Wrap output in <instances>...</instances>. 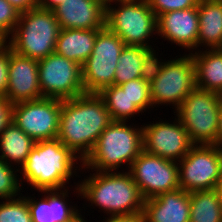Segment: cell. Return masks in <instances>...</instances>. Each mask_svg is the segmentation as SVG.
<instances>
[{
	"instance_id": "cell-1",
	"label": "cell",
	"mask_w": 222,
	"mask_h": 222,
	"mask_svg": "<svg viewBox=\"0 0 222 222\" xmlns=\"http://www.w3.org/2000/svg\"><path fill=\"white\" fill-rule=\"evenodd\" d=\"M112 122L98 93H83L62 100L57 139L83 162Z\"/></svg>"
},
{
	"instance_id": "cell-2",
	"label": "cell",
	"mask_w": 222,
	"mask_h": 222,
	"mask_svg": "<svg viewBox=\"0 0 222 222\" xmlns=\"http://www.w3.org/2000/svg\"><path fill=\"white\" fill-rule=\"evenodd\" d=\"M87 177V178H86ZM75 186L77 197L89 201L107 216L142 214L144 198L131 174L125 170L112 172L95 171ZM81 194V195H80ZM91 203V205H90Z\"/></svg>"
},
{
	"instance_id": "cell-3",
	"label": "cell",
	"mask_w": 222,
	"mask_h": 222,
	"mask_svg": "<svg viewBox=\"0 0 222 222\" xmlns=\"http://www.w3.org/2000/svg\"><path fill=\"white\" fill-rule=\"evenodd\" d=\"M81 163V159L57 138L37 141L19 172L23 176L20 178L22 188V182L37 192L69 187L66 185L70 178L77 177L76 173L82 171Z\"/></svg>"
},
{
	"instance_id": "cell-4",
	"label": "cell",
	"mask_w": 222,
	"mask_h": 222,
	"mask_svg": "<svg viewBox=\"0 0 222 222\" xmlns=\"http://www.w3.org/2000/svg\"><path fill=\"white\" fill-rule=\"evenodd\" d=\"M143 150L142 125L139 127L130 125V122L128 125L127 121H112L101 133L91 153L82 162V169H87V172L88 169L112 172L118 171L125 164L128 171Z\"/></svg>"
},
{
	"instance_id": "cell-5",
	"label": "cell",
	"mask_w": 222,
	"mask_h": 222,
	"mask_svg": "<svg viewBox=\"0 0 222 222\" xmlns=\"http://www.w3.org/2000/svg\"><path fill=\"white\" fill-rule=\"evenodd\" d=\"M59 31L54 12L37 5L20 13L8 46L20 55L40 60L55 52Z\"/></svg>"
},
{
	"instance_id": "cell-6",
	"label": "cell",
	"mask_w": 222,
	"mask_h": 222,
	"mask_svg": "<svg viewBox=\"0 0 222 222\" xmlns=\"http://www.w3.org/2000/svg\"><path fill=\"white\" fill-rule=\"evenodd\" d=\"M114 4L106 7L105 26L125 45L153 49L150 37L157 34V16L147 0H119Z\"/></svg>"
},
{
	"instance_id": "cell-7",
	"label": "cell",
	"mask_w": 222,
	"mask_h": 222,
	"mask_svg": "<svg viewBox=\"0 0 222 222\" xmlns=\"http://www.w3.org/2000/svg\"><path fill=\"white\" fill-rule=\"evenodd\" d=\"M174 113L194 145H217L220 114L217 93L195 87Z\"/></svg>"
},
{
	"instance_id": "cell-8",
	"label": "cell",
	"mask_w": 222,
	"mask_h": 222,
	"mask_svg": "<svg viewBox=\"0 0 222 222\" xmlns=\"http://www.w3.org/2000/svg\"><path fill=\"white\" fill-rule=\"evenodd\" d=\"M124 47L123 40L106 26L97 33L93 51L81 66L86 93H99L113 85L118 59Z\"/></svg>"
},
{
	"instance_id": "cell-9",
	"label": "cell",
	"mask_w": 222,
	"mask_h": 222,
	"mask_svg": "<svg viewBox=\"0 0 222 222\" xmlns=\"http://www.w3.org/2000/svg\"><path fill=\"white\" fill-rule=\"evenodd\" d=\"M178 56L180 57L167 60L159 75L150 84L153 108L169 104L176 110L196 87L195 66L191 54Z\"/></svg>"
},
{
	"instance_id": "cell-10",
	"label": "cell",
	"mask_w": 222,
	"mask_h": 222,
	"mask_svg": "<svg viewBox=\"0 0 222 222\" xmlns=\"http://www.w3.org/2000/svg\"><path fill=\"white\" fill-rule=\"evenodd\" d=\"M179 188L187 192L219 186L222 149L217 145H194L178 162Z\"/></svg>"
},
{
	"instance_id": "cell-11",
	"label": "cell",
	"mask_w": 222,
	"mask_h": 222,
	"mask_svg": "<svg viewBox=\"0 0 222 222\" xmlns=\"http://www.w3.org/2000/svg\"><path fill=\"white\" fill-rule=\"evenodd\" d=\"M38 78L43 97L65 100L85 93L81 65L55 52L38 60Z\"/></svg>"
},
{
	"instance_id": "cell-12",
	"label": "cell",
	"mask_w": 222,
	"mask_h": 222,
	"mask_svg": "<svg viewBox=\"0 0 222 222\" xmlns=\"http://www.w3.org/2000/svg\"><path fill=\"white\" fill-rule=\"evenodd\" d=\"M61 107V99L48 97L14 103L11 121L36 142L56 139Z\"/></svg>"
},
{
	"instance_id": "cell-13",
	"label": "cell",
	"mask_w": 222,
	"mask_h": 222,
	"mask_svg": "<svg viewBox=\"0 0 222 222\" xmlns=\"http://www.w3.org/2000/svg\"><path fill=\"white\" fill-rule=\"evenodd\" d=\"M144 200L179 189V166L143 150L128 169Z\"/></svg>"
},
{
	"instance_id": "cell-14",
	"label": "cell",
	"mask_w": 222,
	"mask_h": 222,
	"mask_svg": "<svg viewBox=\"0 0 222 222\" xmlns=\"http://www.w3.org/2000/svg\"><path fill=\"white\" fill-rule=\"evenodd\" d=\"M142 125L144 150L161 158L179 162L194 146L178 118Z\"/></svg>"
},
{
	"instance_id": "cell-15",
	"label": "cell",
	"mask_w": 222,
	"mask_h": 222,
	"mask_svg": "<svg viewBox=\"0 0 222 222\" xmlns=\"http://www.w3.org/2000/svg\"><path fill=\"white\" fill-rule=\"evenodd\" d=\"M5 98L11 103L43 98L38 78V60L10 48L8 86Z\"/></svg>"
},
{
	"instance_id": "cell-16",
	"label": "cell",
	"mask_w": 222,
	"mask_h": 222,
	"mask_svg": "<svg viewBox=\"0 0 222 222\" xmlns=\"http://www.w3.org/2000/svg\"><path fill=\"white\" fill-rule=\"evenodd\" d=\"M198 34L197 7L165 12L157 17V35L190 53L197 51Z\"/></svg>"
},
{
	"instance_id": "cell-17",
	"label": "cell",
	"mask_w": 222,
	"mask_h": 222,
	"mask_svg": "<svg viewBox=\"0 0 222 222\" xmlns=\"http://www.w3.org/2000/svg\"><path fill=\"white\" fill-rule=\"evenodd\" d=\"M54 15L60 29H102L106 8L96 0H63Z\"/></svg>"
},
{
	"instance_id": "cell-18",
	"label": "cell",
	"mask_w": 222,
	"mask_h": 222,
	"mask_svg": "<svg viewBox=\"0 0 222 222\" xmlns=\"http://www.w3.org/2000/svg\"><path fill=\"white\" fill-rule=\"evenodd\" d=\"M143 222H190V192L177 189L144 200Z\"/></svg>"
},
{
	"instance_id": "cell-19",
	"label": "cell",
	"mask_w": 222,
	"mask_h": 222,
	"mask_svg": "<svg viewBox=\"0 0 222 222\" xmlns=\"http://www.w3.org/2000/svg\"><path fill=\"white\" fill-rule=\"evenodd\" d=\"M68 191V187L42 190L39 192L43 193L44 197L40 199L27 195L32 222H70L74 219L81 211L77 205L72 206L67 202Z\"/></svg>"
},
{
	"instance_id": "cell-20",
	"label": "cell",
	"mask_w": 222,
	"mask_h": 222,
	"mask_svg": "<svg viewBox=\"0 0 222 222\" xmlns=\"http://www.w3.org/2000/svg\"><path fill=\"white\" fill-rule=\"evenodd\" d=\"M101 29H60L55 53L79 65L90 57Z\"/></svg>"
},
{
	"instance_id": "cell-21",
	"label": "cell",
	"mask_w": 222,
	"mask_h": 222,
	"mask_svg": "<svg viewBox=\"0 0 222 222\" xmlns=\"http://www.w3.org/2000/svg\"><path fill=\"white\" fill-rule=\"evenodd\" d=\"M197 9V50H201L203 46L205 49L222 48V0H200Z\"/></svg>"
},
{
	"instance_id": "cell-22",
	"label": "cell",
	"mask_w": 222,
	"mask_h": 222,
	"mask_svg": "<svg viewBox=\"0 0 222 222\" xmlns=\"http://www.w3.org/2000/svg\"><path fill=\"white\" fill-rule=\"evenodd\" d=\"M190 54L195 66L196 88L215 93L221 91L222 48L202 49Z\"/></svg>"
},
{
	"instance_id": "cell-23",
	"label": "cell",
	"mask_w": 222,
	"mask_h": 222,
	"mask_svg": "<svg viewBox=\"0 0 222 222\" xmlns=\"http://www.w3.org/2000/svg\"><path fill=\"white\" fill-rule=\"evenodd\" d=\"M36 141L29 137L13 121L0 134V159L19 171L34 148Z\"/></svg>"
},
{
	"instance_id": "cell-24",
	"label": "cell",
	"mask_w": 222,
	"mask_h": 222,
	"mask_svg": "<svg viewBox=\"0 0 222 222\" xmlns=\"http://www.w3.org/2000/svg\"><path fill=\"white\" fill-rule=\"evenodd\" d=\"M190 222H222L217 188L190 192Z\"/></svg>"
},
{
	"instance_id": "cell-25",
	"label": "cell",
	"mask_w": 222,
	"mask_h": 222,
	"mask_svg": "<svg viewBox=\"0 0 222 222\" xmlns=\"http://www.w3.org/2000/svg\"><path fill=\"white\" fill-rule=\"evenodd\" d=\"M150 50L144 46L125 45L118 59L113 85L141 78L143 59Z\"/></svg>"
},
{
	"instance_id": "cell-26",
	"label": "cell",
	"mask_w": 222,
	"mask_h": 222,
	"mask_svg": "<svg viewBox=\"0 0 222 222\" xmlns=\"http://www.w3.org/2000/svg\"><path fill=\"white\" fill-rule=\"evenodd\" d=\"M104 101V104L109 111L112 121H127L142 112L134 103L130 100L126 92H124L119 86L111 85L103 88L98 93Z\"/></svg>"
},
{
	"instance_id": "cell-27",
	"label": "cell",
	"mask_w": 222,
	"mask_h": 222,
	"mask_svg": "<svg viewBox=\"0 0 222 222\" xmlns=\"http://www.w3.org/2000/svg\"><path fill=\"white\" fill-rule=\"evenodd\" d=\"M0 222H32L26 195L0 201Z\"/></svg>"
},
{
	"instance_id": "cell-28",
	"label": "cell",
	"mask_w": 222,
	"mask_h": 222,
	"mask_svg": "<svg viewBox=\"0 0 222 222\" xmlns=\"http://www.w3.org/2000/svg\"><path fill=\"white\" fill-rule=\"evenodd\" d=\"M20 171L8 165L4 160L0 159V199H12L22 195L20 192L23 190L21 187Z\"/></svg>"
},
{
	"instance_id": "cell-29",
	"label": "cell",
	"mask_w": 222,
	"mask_h": 222,
	"mask_svg": "<svg viewBox=\"0 0 222 222\" xmlns=\"http://www.w3.org/2000/svg\"><path fill=\"white\" fill-rule=\"evenodd\" d=\"M119 87L126 92L131 101L142 111L153 107L150 96V84L145 82L142 78L130 80L119 85ZM144 110V111H143Z\"/></svg>"
},
{
	"instance_id": "cell-30",
	"label": "cell",
	"mask_w": 222,
	"mask_h": 222,
	"mask_svg": "<svg viewBox=\"0 0 222 222\" xmlns=\"http://www.w3.org/2000/svg\"><path fill=\"white\" fill-rule=\"evenodd\" d=\"M200 0H147L149 7L158 17L165 12L197 7Z\"/></svg>"
},
{
	"instance_id": "cell-31",
	"label": "cell",
	"mask_w": 222,
	"mask_h": 222,
	"mask_svg": "<svg viewBox=\"0 0 222 222\" xmlns=\"http://www.w3.org/2000/svg\"><path fill=\"white\" fill-rule=\"evenodd\" d=\"M157 53V54H156ZM158 52L156 50L151 49L143 59V65L141 70V78L151 84L154 79L159 75L161 72L163 65L165 64L166 60H162L159 57Z\"/></svg>"
},
{
	"instance_id": "cell-32",
	"label": "cell",
	"mask_w": 222,
	"mask_h": 222,
	"mask_svg": "<svg viewBox=\"0 0 222 222\" xmlns=\"http://www.w3.org/2000/svg\"><path fill=\"white\" fill-rule=\"evenodd\" d=\"M20 12L7 0H0V24L11 34L19 21Z\"/></svg>"
},
{
	"instance_id": "cell-33",
	"label": "cell",
	"mask_w": 222,
	"mask_h": 222,
	"mask_svg": "<svg viewBox=\"0 0 222 222\" xmlns=\"http://www.w3.org/2000/svg\"><path fill=\"white\" fill-rule=\"evenodd\" d=\"M10 47L3 45L0 48V97L6 95L8 86Z\"/></svg>"
},
{
	"instance_id": "cell-34",
	"label": "cell",
	"mask_w": 222,
	"mask_h": 222,
	"mask_svg": "<svg viewBox=\"0 0 222 222\" xmlns=\"http://www.w3.org/2000/svg\"><path fill=\"white\" fill-rule=\"evenodd\" d=\"M12 120V104L0 97V134Z\"/></svg>"
},
{
	"instance_id": "cell-35",
	"label": "cell",
	"mask_w": 222,
	"mask_h": 222,
	"mask_svg": "<svg viewBox=\"0 0 222 222\" xmlns=\"http://www.w3.org/2000/svg\"><path fill=\"white\" fill-rule=\"evenodd\" d=\"M102 222H143L142 214L109 216Z\"/></svg>"
},
{
	"instance_id": "cell-36",
	"label": "cell",
	"mask_w": 222,
	"mask_h": 222,
	"mask_svg": "<svg viewBox=\"0 0 222 222\" xmlns=\"http://www.w3.org/2000/svg\"><path fill=\"white\" fill-rule=\"evenodd\" d=\"M20 13L37 6V0H7Z\"/></svg>"
},
{
	"instance_id": "cell-37",
	"label": "cell",
	"mask_w": 222,
	"mask_h": 222,
	"mask_svg": "<svg viewBox=\"0 0 222 222\" xmlns=\"http://www.w3.org/2000/svg\"><path fill=\"white\" fill-rule=\"evenodd\" d=\"M62 2L63 0H37V5L41 8L53 11Z\"/></svg>"
},
{
	"instance_id": "cell-38",
	"label": "cell",
	"mask_w": 222,
	"mask_h": 222,
	"mask_svg": "<svg viewBox=\"0 0 222 222\" xmlns=\"http://www.w3.org/2000/svg\"><path fill=\"white\" fill-rule=\"evenodd\" d=\"M10 33L0 24V42L3 45H8Z\"/></svg>"
},
{
	"instance_id": "cell-39",
	"label": "cell",
	"mask_w": 222,
	"mask_h": 222,
	"mask_svg": "<svg viewBox=\"0 0 222 222\" xmlns=\"http://www.w3.org/2000/svg\"><path fill=\"white\" fill-rule=\"evenodd\" d=\"M217 146H219L222 149V110H220L219 114Z\"/></svg>"
},
{
	"instance_id": "cell-40",
	"label": "cell",
	"mask_w": 222,
	"mask_h": 222,
	"mask_svg": "<svg viewBox=\"0 0 222 222\" xmlns=\"http://www.w3.org/2000/svg\"><path fill=\"white\" fill-rule=\"evenodd\" d=\"M96 1L100 2L106 8L110 4H112L116 1H119V0H96Z\"/></svg>"
},
{
	"instance_id": "cell-41",
	"label": "cell",
	"mask_w": 222,
	"mask_h": 222,
	"mask_svg": "<svg viewBox=\"0 0 222 222\" xmlns=\"http://www.w3.org/2000/svg\"><path fill=\"white\" fill-rule=\"evenodd\" d=\"M84 216L81 215V212L70 222H87L86 220L83 219Z\"/></svg>"
},
{
	"instance_id": "cell-42",
	"label": "cell",
	"mask_w": 222,
	"mask_h": 222,
	"mask_svg": "<svg viewBox=\"0 0 222 222\" xmlns=\"http://www.w3.org/2000/svg\"><path fill=\"white\" fill-rule=\"evenodd\" d=\"M219 99L220 110H222V90L217 93Z\"/></svg>"
},
{
	"instance_id": "cell-43",
	"label": "cell",
	"mask_w": 222,
	"mask_h": 222,
	"mask_svg": "<svg viewBox=\"0 0 222 222\" xmlns=\"http://www.w3.org/2000/svg\"><path fill=\"white\" fill-rule=\"evenodd\" d=\"M217 190H222V171H221V180L219 186L217 187Z\"/></svg>"
},
{
	"instance_id": "cell-44",
	"label": "cell",
	"mask_w": 222,
	"mask_h": 222,
	"mask_svg": "<svg viewBox=\"0 0 222 222\" xmlns=\"http://www.w3.org/2000/svg\"><path fill=\"white\" fill-rule=\"evenodd\" d=\"M218 193H219L221 207H222V190H218Z\"/></svg>"
}]
</instances>
